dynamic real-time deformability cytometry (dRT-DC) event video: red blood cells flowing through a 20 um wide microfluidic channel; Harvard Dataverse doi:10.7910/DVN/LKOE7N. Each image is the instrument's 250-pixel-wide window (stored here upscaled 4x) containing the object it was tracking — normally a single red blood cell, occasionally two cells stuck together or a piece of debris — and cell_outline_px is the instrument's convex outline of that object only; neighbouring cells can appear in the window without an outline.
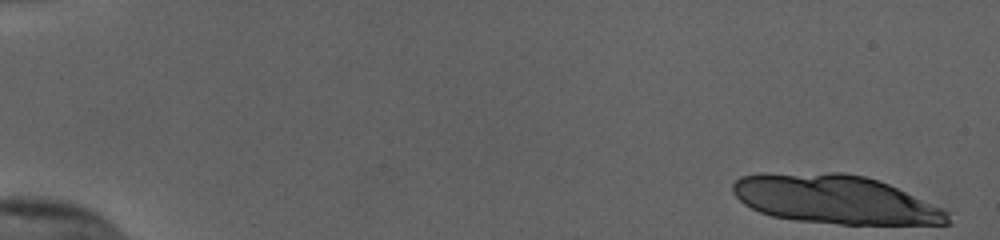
{"species": "human", "species_latin": "Homo sapiens", "temperature_condition": "cold", "stored_images_in_passage": 19, "camera_frame_rate_fps": 3000, "um_per_image_px": 0.085, "donor": {"sex": "female"}, "frame": {"image": 1, "passage_image": 1, "time_ms": 0.0, "image_size_px": [1000, 240], "cell_outline_px": [[952, 224], [840, 224], [796, 220], [772, 216], [760, 212], [744, 204], [732, 192], [732, 184], [740, 176], [828, 172], [844, 172], [864, 176], [888, 184], [944, 208], [948, 212]], "centroid_in_image_um": [71.03, 16.97], "position_along_channel_um": 14.0, "area_um2": 60.46}}